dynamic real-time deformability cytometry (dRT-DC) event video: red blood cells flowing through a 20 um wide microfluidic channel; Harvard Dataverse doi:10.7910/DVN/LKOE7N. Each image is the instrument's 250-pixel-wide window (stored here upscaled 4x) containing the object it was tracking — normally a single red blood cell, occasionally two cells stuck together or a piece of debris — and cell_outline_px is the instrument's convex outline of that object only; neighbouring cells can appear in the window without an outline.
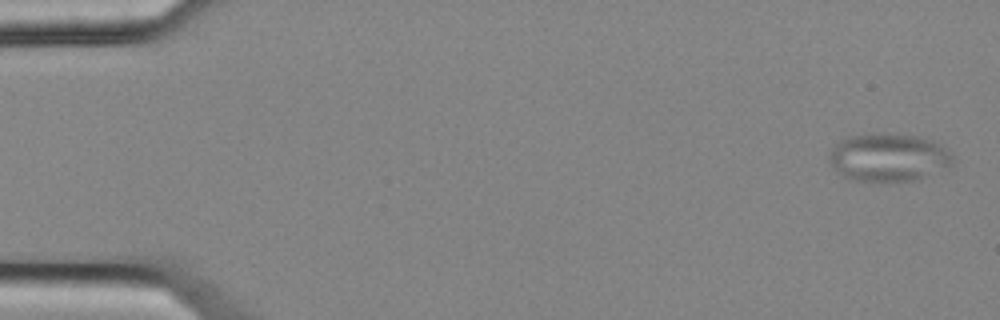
{"species": "common noctule bat (a hibernating species)", "species_latin": "Nyctalus noctula", "temperature_condition": "cold", "stored_images_in_passage": 5, "camera_frame_rate_fps": 3000, "um_per_image_px": 0.085, "animal": {"sex": "female", "body_mass_g": 25.1}, "frame": {"image": 1, "passage_image": 1, "time_ms": 0.0, "image_size_px": [1000, 320], "cell_outline_px": [[952, 164], [948, 168], [912, 180], [856, 180], [844, 176], [828, 160], [828, 152], [840, 140], [848, 136], [884, 132], [920, 136], [932, 140], [940, 144], [952, 156]], "centroid_in_image_um": [75.52, 13.33], "position_along_channel_um": 9.5, "area_um2": 34.22}}